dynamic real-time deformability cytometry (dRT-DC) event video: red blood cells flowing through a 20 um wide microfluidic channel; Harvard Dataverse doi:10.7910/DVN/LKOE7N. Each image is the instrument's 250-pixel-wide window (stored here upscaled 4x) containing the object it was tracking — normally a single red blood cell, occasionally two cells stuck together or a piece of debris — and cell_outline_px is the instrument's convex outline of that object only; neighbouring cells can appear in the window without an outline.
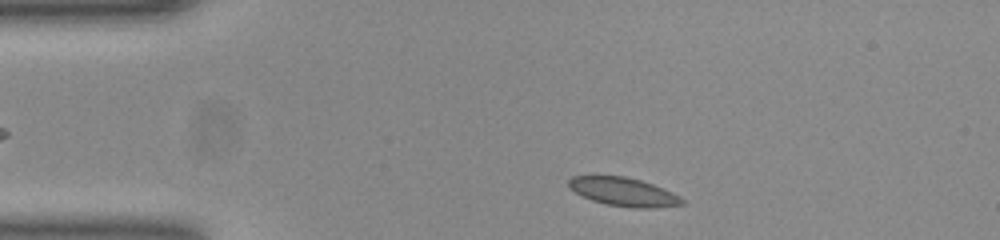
{"species": "common noctule bat (a hibernating species)", "species_latin": "Nyctalus noctula", "temperature_condition": "room temperature", "stored_images_in_passage": 45, "camera_frame_rate_fps": 3000, "um_per_image_px": 0.085, "animal": {"sex": "female", "body_mass_g": 23.0, "forearm_length_mm": 53.4}, "frame": {"image": 1, "passage_image": 3, "time_ms": 0.667, "image_size_px": [1000, 240], "cell_outline_px": [[684, 204], [656, 208], [640, 208], [608, 204], [592, 200], [568, 188], [568, 180], [572, 176], [624, 176], [640, 180], [652, 184], [672, 192], [680, 196], [684, 200]], "centroid_in_image_um": [53.01, 16.3], "position_along_channel_um": 32.0, "area_um2": 18.61}}
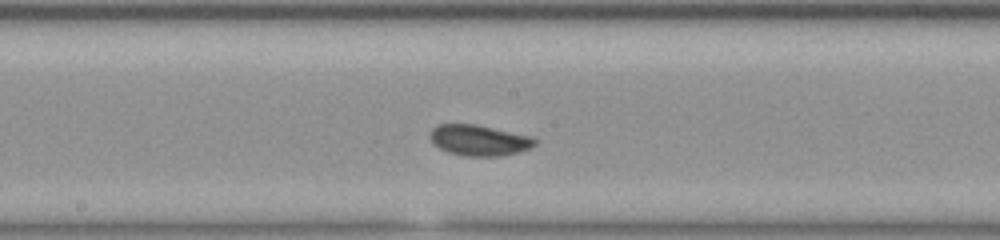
{"frame": {"image": 2, "passage_image": 20, "time_ms": 6.333, "image_size_px": [1000, 240], "cell_outline_px": [[536, 144], [532, 148], [520, 152], [500, 156], [464, 156], [448, 152], [440, 148], [428, 136], [432, 128], [440, 124], [476, 124], [532, 136], [536, 140]], "centroid_in_image_um": [40.76, 11.92], "position_along_channel_um": 207.4, "area_um2": 18.9}}
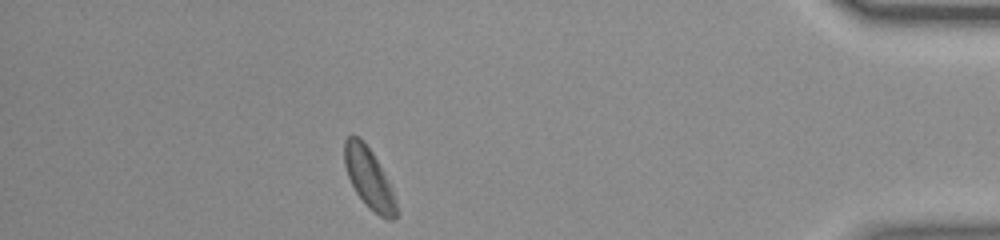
{"frame": {"image": 3, "passage_image": 39, "time_ms": 12.667, "image_size_px": [1000, 240], "cell_outline_px": [[396, 216], [392, 220], [388, 220], [380, 216], [368, 208], [356, 192], [348, 176], [344, 164], [344, 140], [348, 136], [360, 136], [364, 140], [372, 152], [396, 200]], "centroid_in_image_um": [31.32, 15.13], "position_along_channel_um": 403.9, "area_um2": 17.8}, "authors_computed_cell_mechanics": {"area_um2": 18.5538, "velocity_mm_per_s": 3.8875, "shape_relaxation_time_tau1_ms": 1.6084, "shape_relaxation_time_tau2_ms": null, "deformation_change_tau1": 0.0477, "deformation_change_tau2": null}}